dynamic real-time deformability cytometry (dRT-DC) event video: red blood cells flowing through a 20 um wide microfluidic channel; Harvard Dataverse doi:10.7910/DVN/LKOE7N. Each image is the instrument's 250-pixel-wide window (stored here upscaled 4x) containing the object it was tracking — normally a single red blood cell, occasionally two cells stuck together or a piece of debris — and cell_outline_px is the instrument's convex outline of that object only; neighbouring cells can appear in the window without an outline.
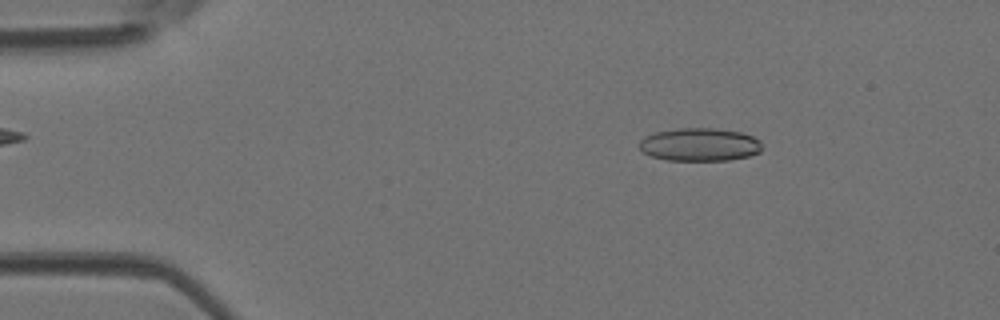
{"species": "Egyptian fruit bat (a non-hibernating species)", "species_latin": "Rousettus aegyptiacus", "temperature_condition": "room temperature", "stored_images_in_passage": 44, "camera_frame_rate_fps": 3000, "um_per_image_px": 0.085, "animal": {"sex": "female"}, "frame": {"image": 1, "passage_image": 6, "time_ms": 1.667, "image_size_px": [1000, 320], "cell_outline_px": [[760, 152], [748, 156], [728, 160], [664, 160], [652, 156], [644, 152], [640, 148], [640, 140], [644, 136], [656, 132], [680, 128], [716, 128], [740, 132], [752, 136], [760, 140]], "centroid_in_image_um": [59.46, 12.28], "position_along_channel_um": 25.5, "area_um2": 23.52}}
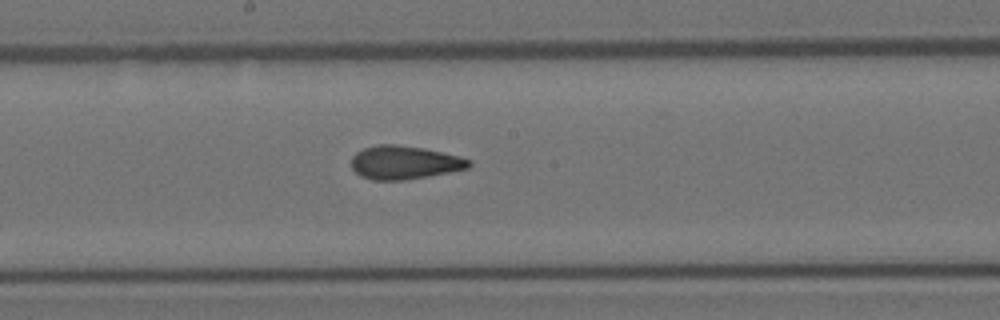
{"frame": {"image": 2, "passage_image": 23, "time_ms": 7.333, "image_size_px": [1000, 320], "cell_outline_px": [[472, 164], [468, 168], [428, 176], [404, 180], [372, 180], [360, 176], [352, 168], [352, 156], [356, 152], [364, 148], [376, 144], [396, 144], [424, 148], [460, 156], [472, 160]], "centroid_in_image_um": [34.37, 13.8], "position_along_channel_um": 213.8, "area_um2": 23.0}}
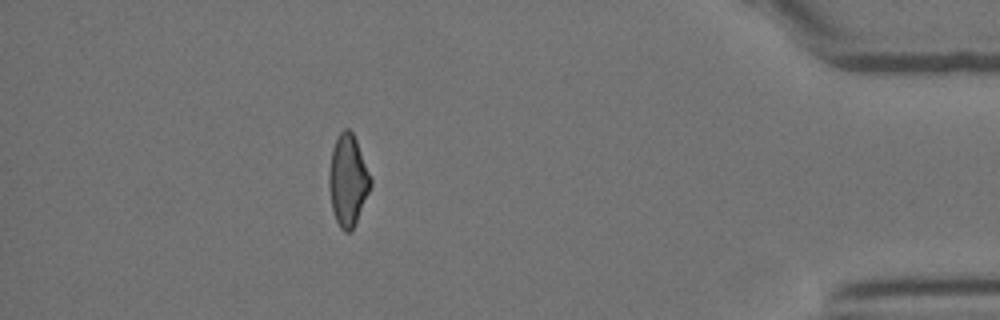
{"frame": {"image": 3, "passage_image": 39, "time_ms": 12.667, "image_size_px": [1000, 320], "cell_outline_px": [[372, 184], [352, 232], [344, 232], [340, 228], [336, 220], [332, 208], [328, 184], [328, 172], [332, 148], [340, 132], [344, 128], [348, 128], [352, 132], [356, 140], [372, 180]], "centroid_in_image_um": [29.56, 15.34], "position_along_channel_um": 405.6, "area_um2": 22.08}}